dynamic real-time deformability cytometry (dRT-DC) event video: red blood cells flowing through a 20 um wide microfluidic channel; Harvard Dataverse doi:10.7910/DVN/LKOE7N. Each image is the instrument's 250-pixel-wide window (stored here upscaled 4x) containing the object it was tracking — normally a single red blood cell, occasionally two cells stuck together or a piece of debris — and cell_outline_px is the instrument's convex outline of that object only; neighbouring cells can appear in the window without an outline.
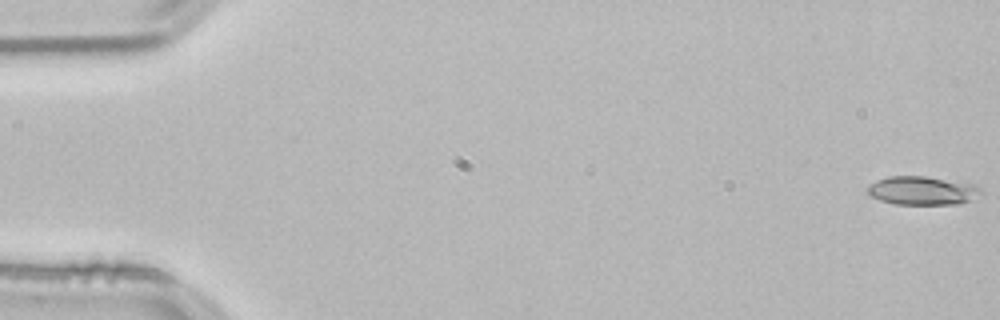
{"species": "common noctule bat (a hibernating species)", "species_latin": "Nyctalus noctula", "temperature_condition": "room temperature", "stored_images_in_passage": 54, "camera_frame_rate_fps": 3000, "um_per_image_px": 0.085, "animal": {"sex": "male", "body_mass_g": 21.5, "forearm_length_mm": 52.0}, "frame": {"image": 1, "passage_image": 1, "time_ms": 0.0, "image_size_px": [1000, 320], "cell_outline_px": [[984, 196], [960, 204], [896, 204], [880, 200], [868, 196], [868, 184], [876, 180], [888, 176], [924, 176], [972, 184], [984, 188]], "centroid_in_image_um": [78.45, 16.21], "position_along_channel_um": 6.5, "area_um2": 19.25}}
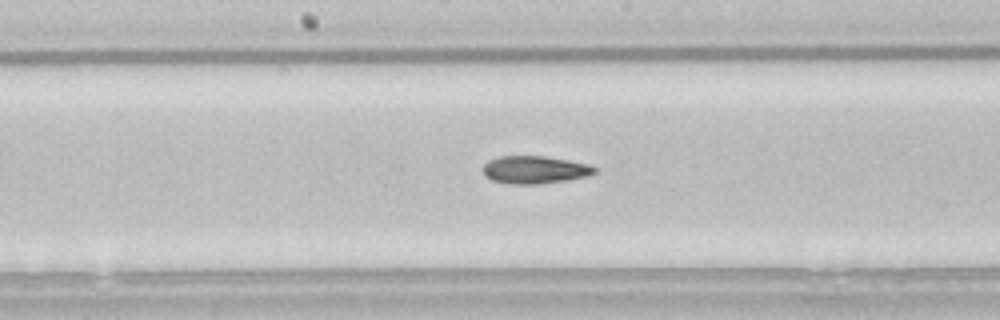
{"frame": {"image": 2, "passage_image": 28, "time_ms": 9.0, "image_size_px": [1000, 320], "cell_outline_px": [[596, 172], [588, 176], [540, 184], [512, 184], [492, 180], [484, 176], [484, 164], [488, 160], [500, 156], [544, 156], [568, 160], [588, 164], [596, 168]], "centroid_in_image_um": [45.44, 14.43], "position_along_channel_um": 202.8, "area_um2": 17.92}}
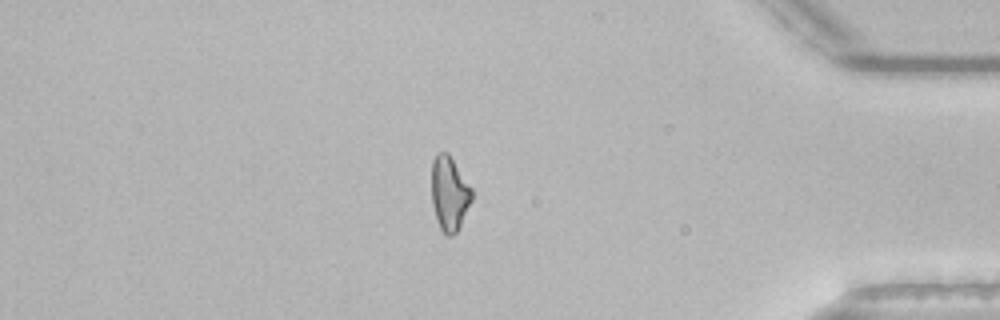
{"frame": {"image": 3, "passage_image": 46, "time_ms": 15.0, "image_size_px": [1000, 320], "cell_outline_px": [[472, 200], [456, 232], [452, 236], [444, 236], [436, 220], [432, 204], [432, 160], [436, 152], [448, 152], [472, 188]], "centroid_in_image_um": [38.18, 16.44], "position_along_channel_um": 397.0, "area_um2": 17.51}, "authors_computed_cell_mechanics": {"area_um2": 18.1781, "velocity_mm_per_s": 3.8128, "shape_relaxation_time_tau1_ms": 7.0043, "shape_relaxation_time_tau2_ms": 7.6266, "deformation_change_tau1": 0.1696, "deformation_change_tau2": 0.1886}}